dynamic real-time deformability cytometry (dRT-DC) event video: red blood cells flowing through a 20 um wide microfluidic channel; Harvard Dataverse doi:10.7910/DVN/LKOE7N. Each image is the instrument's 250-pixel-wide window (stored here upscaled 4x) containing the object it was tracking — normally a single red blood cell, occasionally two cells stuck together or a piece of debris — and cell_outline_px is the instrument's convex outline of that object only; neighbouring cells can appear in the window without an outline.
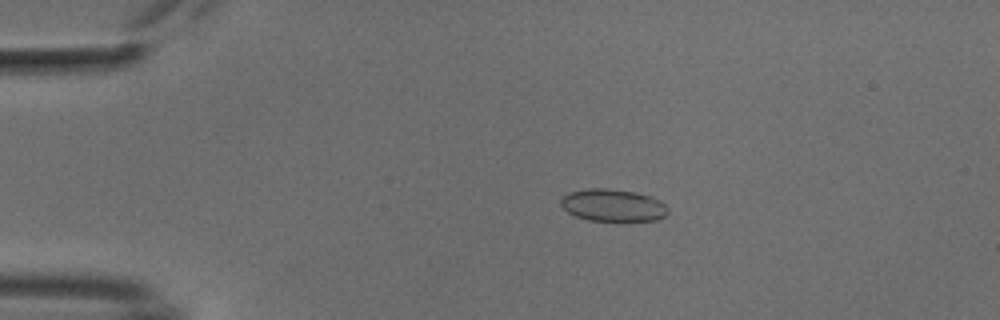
{"species": "common noctule bat (a hibernating species)", "species_latin": "Nyctalus noctula", "temperature_condition": "cold", "stored_images_in_passage": 57, "camera_frame_rate_fps": 3000, "um_per_image_px": 0.085, "animal": {"sex": "male", "body_mass_g": 18.8}, "frame": {"image": 1, "passage_image": 14, "time_ms": 4.333, "image_size_px": [1000, 320], "cell_outline_px": [[668, 212], [664, 216], [656, 220], [588, 220], [576, 216], [568, 212], [560, 204], [560, 200], [568, 192], [588, 188], [608, 188], [632, 192], [652, 196], [660, 200], [668, 208]], "centroid_in_image_um": [52.09, 17.43], "position_along_channel_um": 32.9, "area_um2": 20.0}}
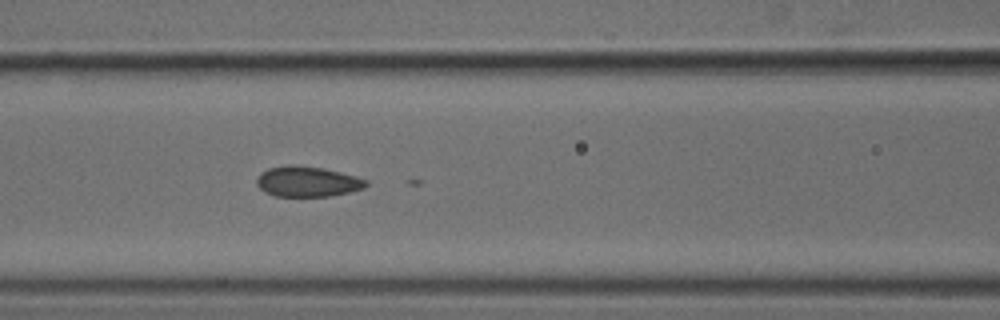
{"frame": {"image": 2, "passage_image": 29, "time_ms": 9.333, "image_size_px": [1000, 320], "cell_outline_px": [[368, 184], [364, 188], [348, 192], [328, 196], [276, 196], [260, 188], [256, 184], [256, 180], [260, 172], [268, 168], [324, 168], [352, 176], [364, 180]], "centroid_in_image_um": [26.12, 15.48], "position_along_channel_um": 140.5, "area_um2": 18.21}}
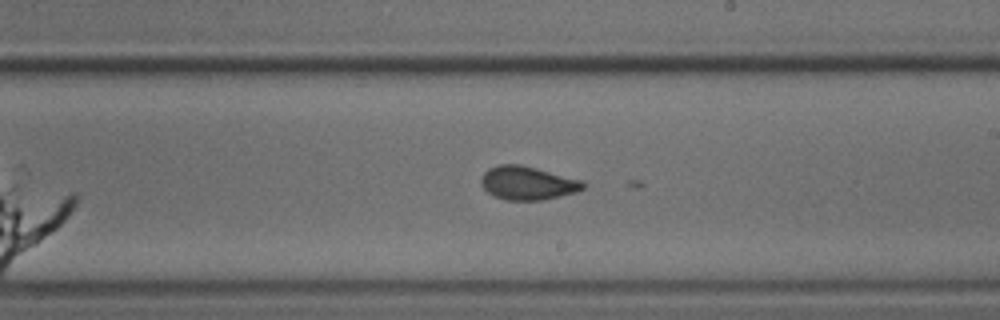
{"frame": {"image": 3, "passage_image": 39, "time_ms": 12.667, "image_size_px": [1000, 320], "cell_outline_px": [[584, 188], [572, 192], [540, 200], [508, 200], [496, 196], [488, 192], [484, 188], [484, 172], [488, 168], [500, 164], [520, 164], [536, 168], [580, 180], [584, 184]], "centroid_in_image_um": [44.82, 15.54], "position_along_channel_um": 244.2, "area_um2": 19.13}}